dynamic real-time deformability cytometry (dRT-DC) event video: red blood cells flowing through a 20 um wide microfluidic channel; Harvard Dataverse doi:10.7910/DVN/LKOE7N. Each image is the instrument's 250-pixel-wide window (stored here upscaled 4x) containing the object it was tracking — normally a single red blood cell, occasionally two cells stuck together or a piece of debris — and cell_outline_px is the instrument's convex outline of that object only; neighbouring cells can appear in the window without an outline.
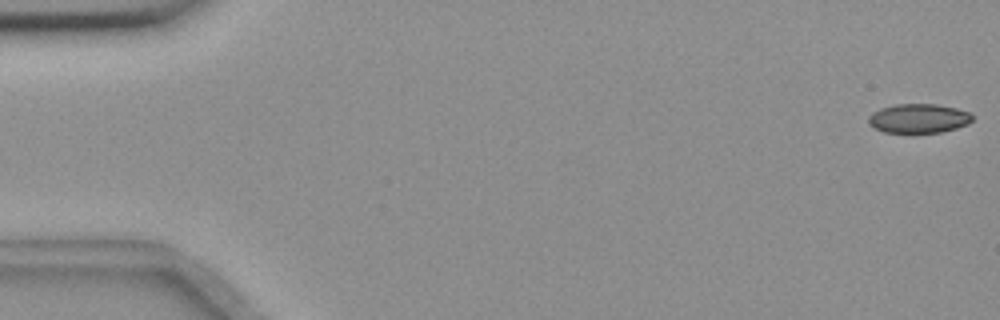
{"species": "common noctule bat (a hibernating species)", "species_latin": "Nyctalus noctula", "temperature_condition": "room temperature", "stored_images_in_passage": 54, "camera_frame_rate_fps": 3000, "um_per_image_px": 0.085, "animal": {"sex": "female", "body_mass_g": 18.4}, "frame": {"image": 1, "passage_image": 1, "time_ms": 0.0, "image_size_px": [1000, 320], "cell_outline_px": [[972, 120], [968, 124], [956, 128], [940, 132], [884, 132], [868, 124], [868, 116], [872, 112], [880, 108], [896, 104], [936, 104], [956, 108], [972, 112]], "centroid_in_image_um": [78.09, 10.05], "position_along_channel_um": 6.9, "area_um2": 17.69}}
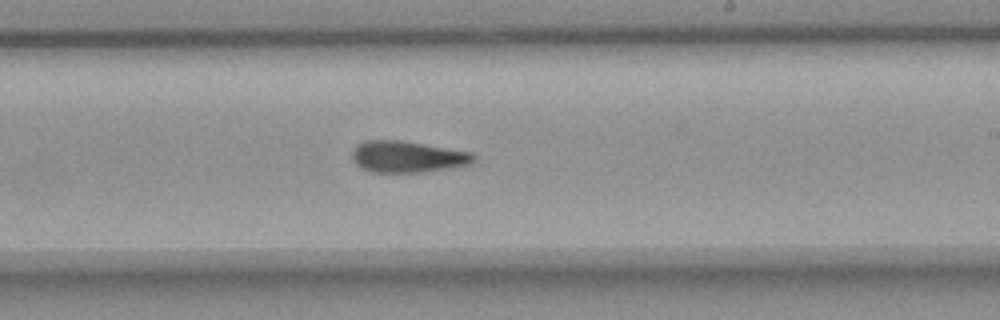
{"frame": {"image": 2, "passage_image": 32, "time_ms": 10.333, "image_size_px": [1000, 320], "cell_outline_px": [[476, 160], [472, 164], [452, 168], [424, 172], [372, 172], [356, 164], [352, 156], [352, 152], [356, 144], [364, 140], [400, 140], [472, 152], [476, 156]], "centroid_in_image_um": [34.67, 13.32], "position_along_channel_um": 254.3, "area_um2": 22.43}}
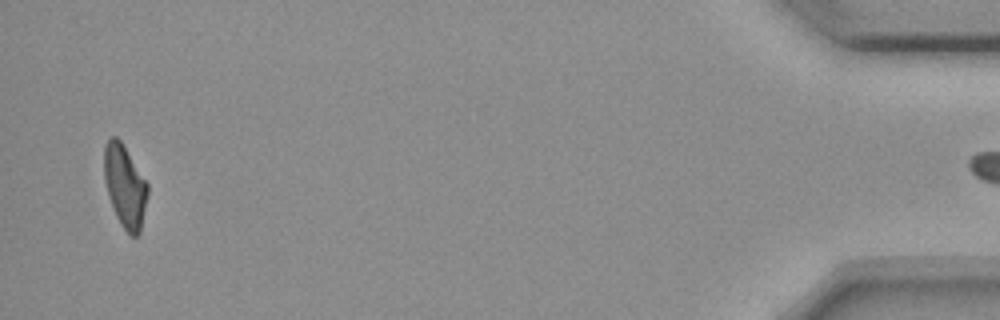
{"frame": {"image": 3, "passage_image": 53, "time_ms": 17.333, "image_size_px": [1000, 320], "cell_outline_px": [[148, 192], [140, 232], [136, 236], [132, 236], [120, 224], [116, 216], [108, 196], [104, 180], [104, 144], [112, 136], [116, 136], [120, 140], [148, 184]], "centroid_in_image_um": [10.6, 15.82], "position_along_channel_um": 424.6, "area_um2": 20.69}}